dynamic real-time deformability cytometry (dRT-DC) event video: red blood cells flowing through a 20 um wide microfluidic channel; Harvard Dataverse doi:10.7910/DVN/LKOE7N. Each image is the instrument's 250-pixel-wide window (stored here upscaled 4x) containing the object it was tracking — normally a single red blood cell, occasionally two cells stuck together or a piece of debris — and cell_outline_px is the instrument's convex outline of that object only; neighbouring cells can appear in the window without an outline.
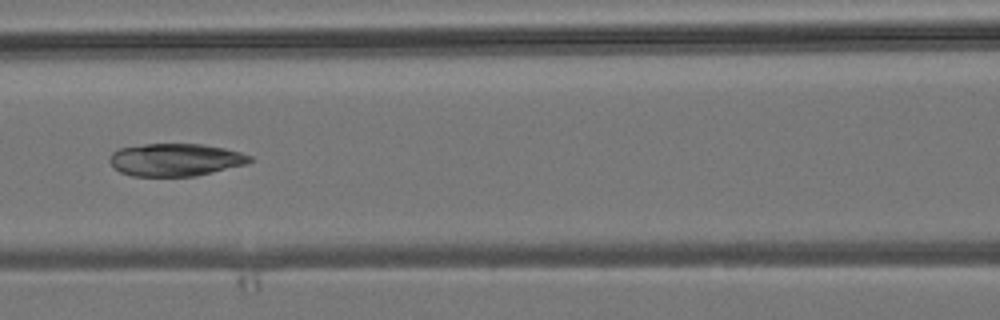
{"species": "common noctule bat (a hibernating species)", "species_latin": "Nyctalus noctula", "temperature_condition": "room temperature", "stored_images_in_passage": 5, "camera_frame_rate_fps": 3000, "um_per_image_px": 0.085, "animal": {"sex": "male", "body_mass_g": 19.2, "forearm_length_mm": 51.8}, "frame": {"image": 1, "passage_image": 5, "time_ms": 5.333, "image_size_px": [1000, 320], "cell_outline_px": [[252, 160], [248, 164], [196, 176], [132, 176], [120, 172], [108, 160], [112, 152], [120, 148], [144, 144], [200, 144], [224, 148], [240, 152], [252, 156]], "centroid_in_image_um": [14.93, 13.58], "position_along_channel_um": 151.7, "area_um2": 26.65}}